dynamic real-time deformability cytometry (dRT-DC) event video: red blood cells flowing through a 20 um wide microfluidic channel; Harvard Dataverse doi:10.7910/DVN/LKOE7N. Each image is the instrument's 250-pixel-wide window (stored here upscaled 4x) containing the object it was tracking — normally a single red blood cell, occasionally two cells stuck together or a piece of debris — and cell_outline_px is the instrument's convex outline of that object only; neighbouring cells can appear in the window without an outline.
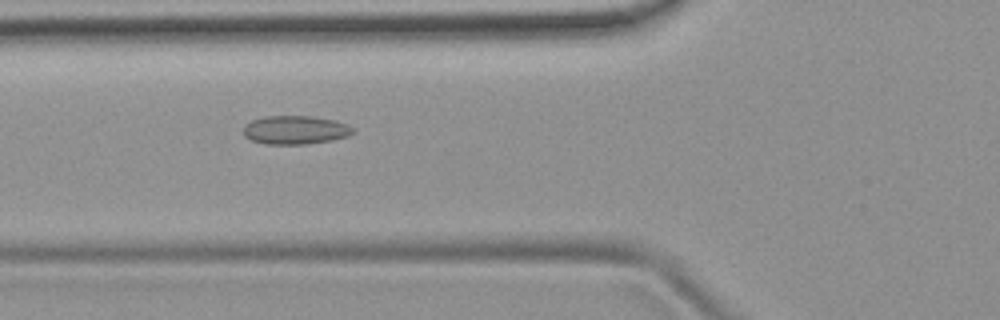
{"species": "common noctule bat (a hibernating species)", "species_latin": "Nyctalus noctula", "temperature_condition": "room temperature", "stored_images_in_passage": 36, "camera_frame_rate_fps": 3000, "um_per_image_px": 0.085, "animal": {"sex": "female", "body_mass_g": 19.9}, "frame": {"image": 1, "passage_image": 3, "time_ms": 0.667, "image_size_px": [1000, 320], "cell_outline_px": [[352, 132], [348, 136], [332, 140], [304, 144], [264, 144], [252, 140], [244, 136], [244, 124], [252, 120], [264, 116], [312, 116], [336, 120], [348, 124], [352, 128]], "centroid_in_image_um": [25.08, 11.04], "position_along_channel_um": 100.7, "area_um2": 18.26}}
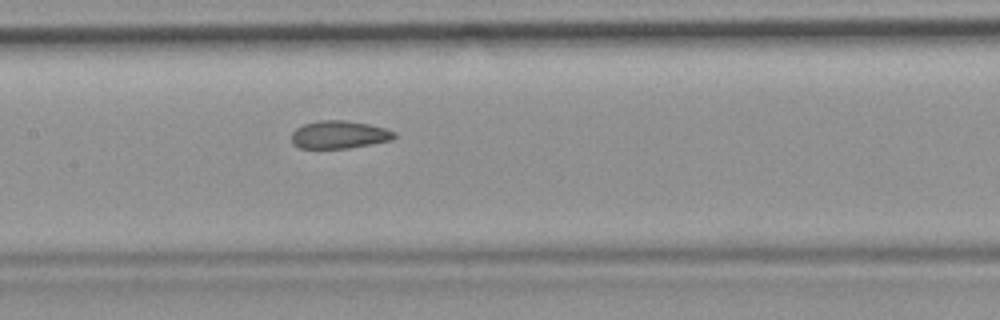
{"frame": {"image": 2, "passage_image": 9, "time_ms": 2.667, "image_size_px": [1000, 320], "cell_outline_px": [[396, 136], [392, 140], [348, 148], [300, 148], [292, 144], [292, 132], [296, 128], [304, 124], [320, 120], [344, 120], [368, 124], [384, 128], [396, 132]], "centroid_in_image_um": [28.82, 11.44], "position_along_channel_um": 178.6, "area_um2": 16.59}}
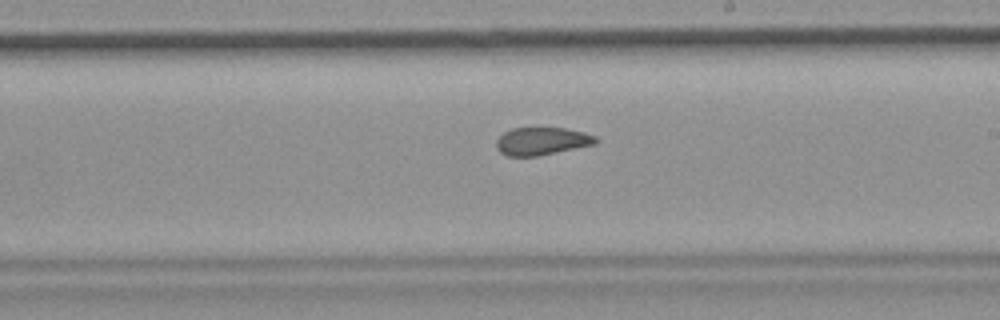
{"frame": {"image": 3, "passage_image": 14, "time_ms": 4.333, "image_size_px": [1000, 320], "cell_outline_px": [[600, 140], [596, 144], [536, 156], [508, 156], [500, 152], [496, 148], [496, 140], [504, 132], [512, 128], [564, 128], [584, 132], [596, 136]], "centroid_in_image_um": [46.07, 11.99], "position_along_channel_um": 242.9, "area_um2": 16.07}}